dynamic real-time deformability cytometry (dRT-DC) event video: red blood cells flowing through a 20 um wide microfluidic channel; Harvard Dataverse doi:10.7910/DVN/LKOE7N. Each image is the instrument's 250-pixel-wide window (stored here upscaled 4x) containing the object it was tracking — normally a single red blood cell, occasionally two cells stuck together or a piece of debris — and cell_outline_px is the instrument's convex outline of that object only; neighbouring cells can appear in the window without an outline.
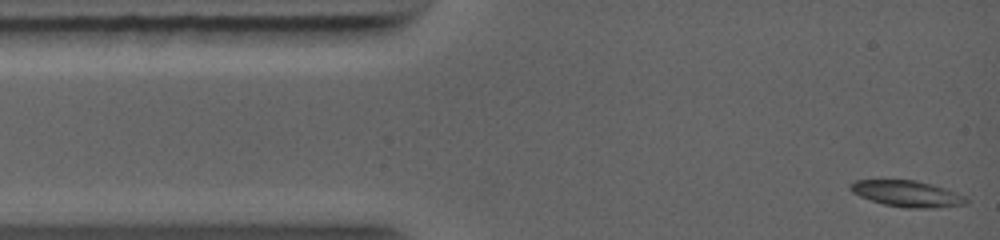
{"species": "common noctule bat (a hibernating species)", "species_latin": "Nyctalus noctula", "temperature_condition": "warm", "stored_images_in_passage": 27, "camera_frame_rate_fps": 5000, "um_per_image_px": 0.085, "animal": {"sex": "female", "body_mass_g": 19.0, "forearm_length_mm": 56.7}, "frame": {"image": 1, "passage_image": 1, "time_ms": 0.0, "image_size_px": [1000, 240], "cell_outline_px": [[968, 200], [964, 204], [936, 208], [908, 208], [884, 204], [860, 196], [852, 192], [848, 188], [848, 184], [856, 180], [916, 180], [932, 184], [944, 188], [964, 196]], "centroid_in_image_um": [77.06, 16.46], "position_along_channel_um": 7.9, "area_um2": 17.51}}
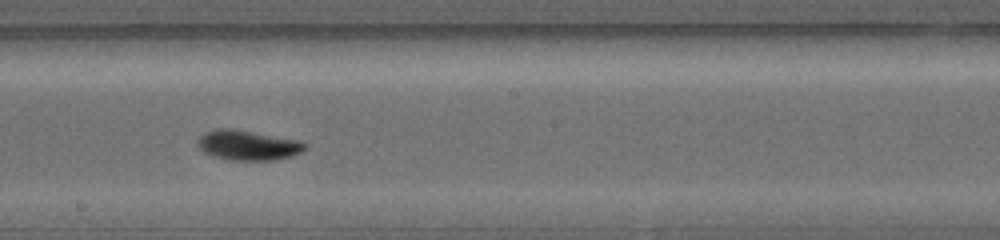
{"frame": {"image": 2, "passage_image": 16, "time_ms": 6.0, "image_size_px": [1000, 240], "cell_outline_px": [[308, 148], [292, 156], [276, 160], [228, 160], [204, 152], [196, 144], [196, 140], [204, 132], [216, 128], [232, 128], [304, 140], [308, 144]], "centroid_in_image_um": [21.12, 12.32], "position_along_channel_um": 227.1, "area_um2": 19.19}}
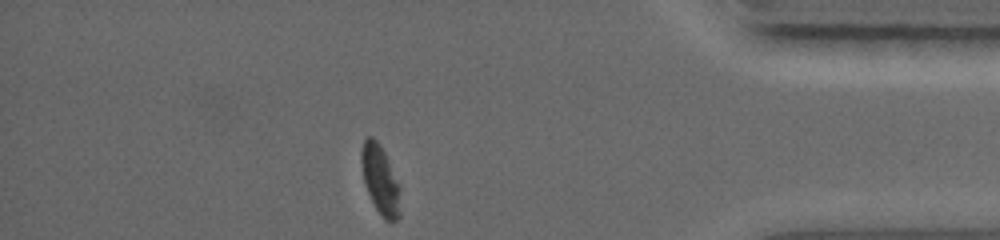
{"frame": {"image": 3, "passage_image": 27, "time_ms": 10.4, "image_size_px": [1000, 240], "cell_outline_px": [[400, 216], [396, 220], [384, 220], [376, 208], [368, 192], [364, 180], [360, 160], [360, 152], [364, 140], [368, 136], [372, 136], [380, 144], [400, 184]], "centroid_in_image_um": [32.33, 15.27], "position_along_channel_um": 402.9, "area_um2": 15.66}}